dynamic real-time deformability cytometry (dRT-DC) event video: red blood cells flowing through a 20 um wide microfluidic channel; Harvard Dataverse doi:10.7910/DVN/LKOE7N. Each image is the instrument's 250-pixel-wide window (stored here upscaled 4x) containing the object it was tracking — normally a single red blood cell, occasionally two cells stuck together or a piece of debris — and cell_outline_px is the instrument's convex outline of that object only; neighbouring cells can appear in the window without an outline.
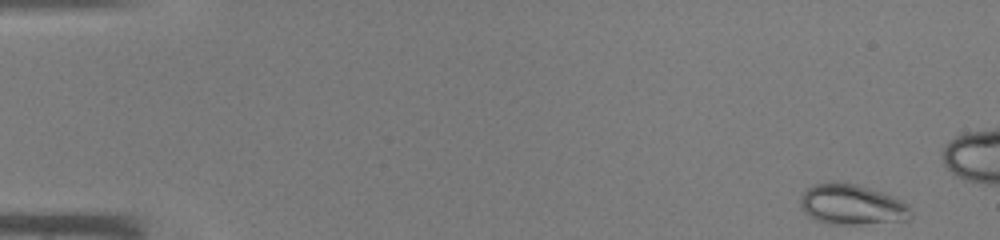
{"species": "common noctule bat (a hibernating species)", "species_latin": "Nyctalus noctula", "temperature_condition": "warm", "stored_images_in_passage": 14, "camera_frame_rate_fps": 3000, "um_per_image_px": 0.085, "animal": {"sex": "male", "body_mass_g": 19.0, "forearm_length_mm": 50.8}, "frame": {"image": 1, "passage_image": 1, "time_ms": 0.0, "image_size_px": [1000, 240], "cell_outline_px": [[908, 220], [860, 224], [832, 224], [816, 220], [808, 216], [800, 204], [800, 200], [804, 192], [808, 188], [816, 184], [836, 180], [856, 184], [884, 192], [908, 204]], "centroid_in_image_um": [72.38, 17.37], "position_along_channel_um": 12.6, "area_um2": 25.84}}